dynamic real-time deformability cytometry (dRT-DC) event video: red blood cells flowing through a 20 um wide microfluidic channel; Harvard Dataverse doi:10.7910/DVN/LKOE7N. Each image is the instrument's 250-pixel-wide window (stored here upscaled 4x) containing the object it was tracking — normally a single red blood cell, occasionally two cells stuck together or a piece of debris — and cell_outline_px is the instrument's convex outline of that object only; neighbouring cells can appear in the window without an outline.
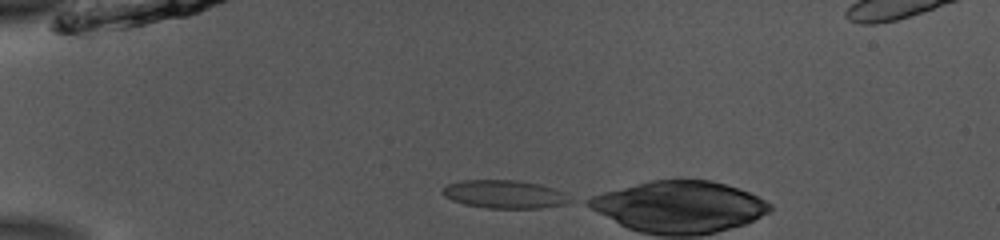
{"species": "common noctule bat (a hibernating species)", "species_latin": "Nyctalus noctula", "temperature_condition": "room temperature", "stored_images_in_passage": 8, "camera_frame_rate_fps": 3000, "um_per_image_px": 0.085, "animal": {"sex": "male", "body_mass_g": 13.0, "forearm_length_mm": 53.1}, "frame": {"image": 1, "passage_image": 1, "time_ms": 0.0, "image_size_px": [1000, 240], "cell_outline_px": [[572, 200], [564, 204], [540, 208], [488, 208], [464, 204], [452, 200], [444, 196], [440, 192], [448, 184], [460, 180], [516, 180], [540, 184], [564, 192]], "centroid_in_image_um": [42.86, 16.5], "position_along_channel_um": 42.1, "area_um2": 20.87}}